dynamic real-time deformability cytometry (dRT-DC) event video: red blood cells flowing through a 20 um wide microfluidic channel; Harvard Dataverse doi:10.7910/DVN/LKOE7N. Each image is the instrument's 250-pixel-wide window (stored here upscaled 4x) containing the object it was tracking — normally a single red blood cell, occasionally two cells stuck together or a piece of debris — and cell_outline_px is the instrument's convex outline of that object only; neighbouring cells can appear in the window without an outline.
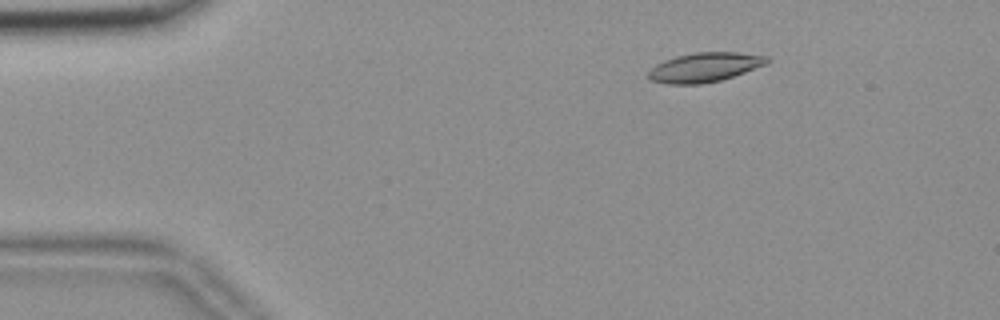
{"species": "common noctule bat (a hibernating species)", "species_latin": "Nyctalus noctula", "temperature_condition": "room temperature", "stored_images_in_passage": 56, "camera_frame_rate_fps": 3000, "um_per_image_px": 0.085, "animal": {"sex": "female", "body_mass_g": 18.4}, "frame": {"image": 1, "passage_image": 9, "time_ms": 2.667, "image_size_px": [1000, 320], "cell_outline_px": [[772, 60], [768, 64], [720, 80], [700, 84], [668, 84], [652, 80], [648, 76], [648, 72], [656, 64], [664, 60], [676, 56], [696, 52], [736, 52], [768, 56]], "centroid_in_image_um": [59.93, 5.71], "position_along_channel_um": 25.1, "area_um2": 20.23}}
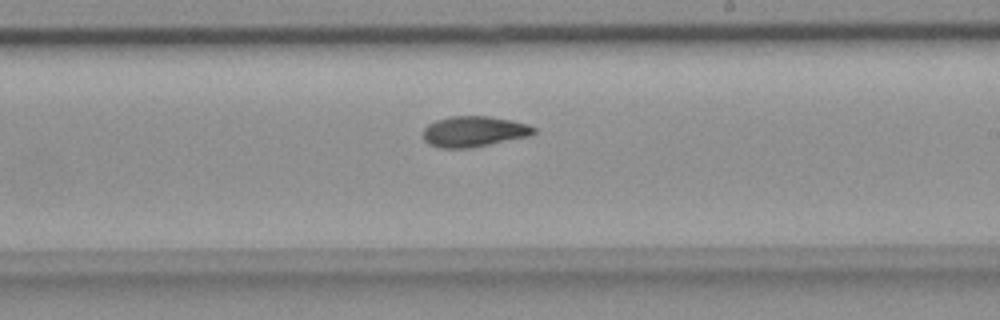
{"frame": {"image": 2, "passage_image": 33, "time_ms": 10.667, "image_size_px": [1000, 320], "cell_outline_px": [[536, 132], [532, 136], [468, 148], [440, 148], [428, 144], [424, 140], [424, 128], [428, 124], [436, 120], [452, 116], [488, 116], [512, 120], [528, 124], [536, 128]], "centroid_in_image_um": [40.31, 11.18], "position_along_channel_um": 248.7, "area_um2": 19.88}}
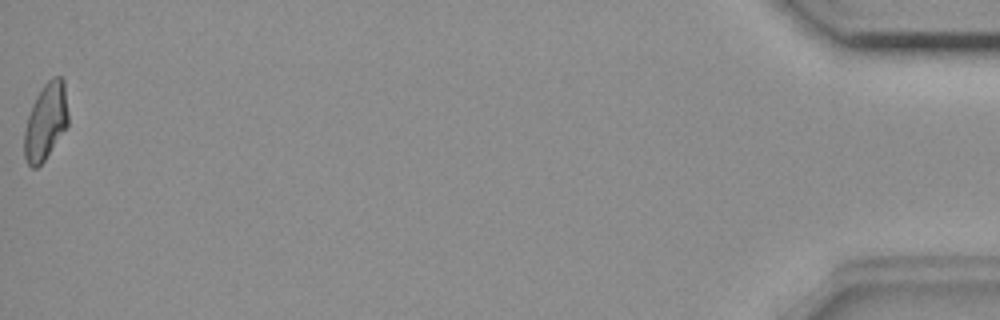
{"frame": {"image": 3, "passage_image": 56, "time_ms": 18.333, "image_size_px": [1000, 320], "cell_outline_px": [[68, 128], [44, 160], [36, 168], [32, 168], [28, 164], [24, 156], [24, 132], [28, 116], [32, 104], [36, 96], [44, 84], [52, 76], [60, 76], [64, 80], [68, 112]], "centroid_in_image_um": [3.9, 10.32], "position_along_channel_um": 431.3, "area_um2": 19.83}, "authors_computed_cell_mechanics": {"area_um2": 19.8254, "velocity_mm_per_s": 3.6646, "shape_relaxation_time_tau1_ms": 8.5725, "shape_relaxation_time_tau2_ms": 6.5154, "deformation_change_tau1": 0.1762, "deformation_change_tau2": 0.1172}}